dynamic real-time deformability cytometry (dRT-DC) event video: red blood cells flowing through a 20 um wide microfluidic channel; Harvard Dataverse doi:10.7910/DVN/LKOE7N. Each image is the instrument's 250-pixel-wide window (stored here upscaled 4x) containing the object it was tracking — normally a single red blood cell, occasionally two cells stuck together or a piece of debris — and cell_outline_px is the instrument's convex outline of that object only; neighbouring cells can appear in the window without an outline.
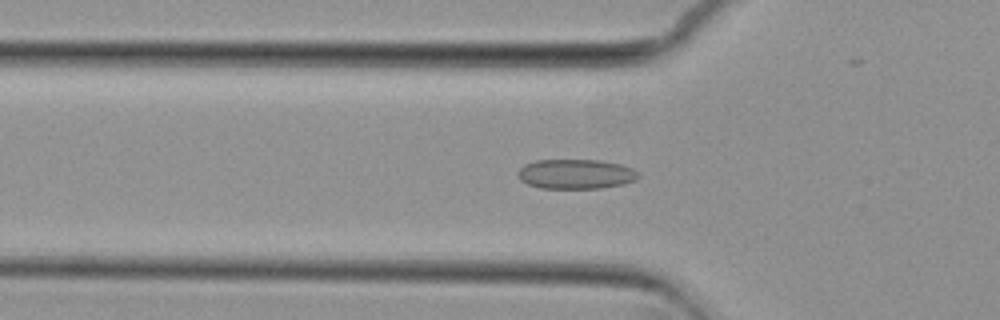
{"species": "common noctule bat (a hibernating species)", "species_latin": "Nyctalus noctula", "temperature_condition": "cold", "stored_images_in_passage": 52, "camera_frame_rate_fps": 3000, "um_per_image_px": 0.085, "animal": {"sex": "female", "body_mass_g": 29.2, "forearm_length_mm": 56.3}, "frame": {"image": 1, "passage_image": 15, "time_ms": 4.667, "image_size_px": [1000, 320], "cell_outline_px": [[640, 176], [636, 180], [624, 184], [600, 188], [540, 188], [528, 184], [520, 180], [516, 176], [516, 172], [524, 164], [536, 160], [600, 160], [620, 164], [632, 168]], "centroid_in_image_um": [48.91, 14.79], "position_along_channel_um": 76.9, "area_um2": 20.98}}
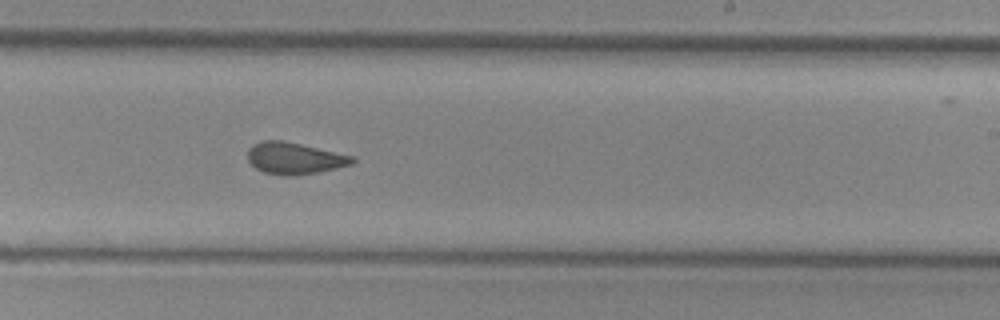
{"frame": {"image": 2, "passage_image": 30, "time_ms": 9.667, "image_size_px": [1000, 320], "cell_outline_px": [[356, 160], [352, 164], [320, 172], [292, 176], [284, 176], [264, 172], [256, 168], [248, 160], [248, 148], [252, 144], [264, 140], [280, 140], [300, 144], [356, 156]], "centroid_in_image_um": [25.05, 13.46], "position_along_channel_um": 264.0, "area_um2": 19.42}}
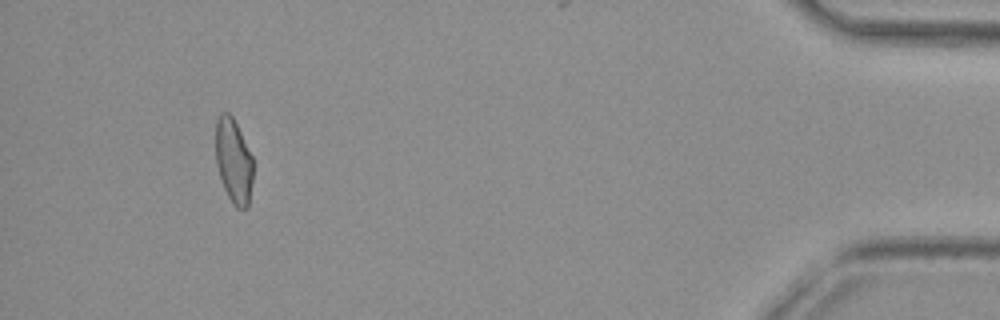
{"frame": {"image": 3, "passage_image": 48, "time_ms": 15.667, "image_size_px": [1000, 320], "cell_outline_px": [[252, 184], [248, 208], [236, 208], [232, 204], [224, 188], [216, 164], [216, 120], [220, 112], [228, 112], [232, 116], [252, 156]], "centroid_in_image_um": [19.85, 13.69], "position_along_channel_um": 415.4, "area_um2": 18.38}, "authors_computed_cell_mechanics": {"area_um2": 19.5942, "velocity_mm_per_s": 3.7332, "shape_relaxation_time_tau1_ms": null, "shape_relaxation_time_tau2_ms": 1.8779, "deformation_change_tau1": null, "deformation_change_tau2": 0.0891}}